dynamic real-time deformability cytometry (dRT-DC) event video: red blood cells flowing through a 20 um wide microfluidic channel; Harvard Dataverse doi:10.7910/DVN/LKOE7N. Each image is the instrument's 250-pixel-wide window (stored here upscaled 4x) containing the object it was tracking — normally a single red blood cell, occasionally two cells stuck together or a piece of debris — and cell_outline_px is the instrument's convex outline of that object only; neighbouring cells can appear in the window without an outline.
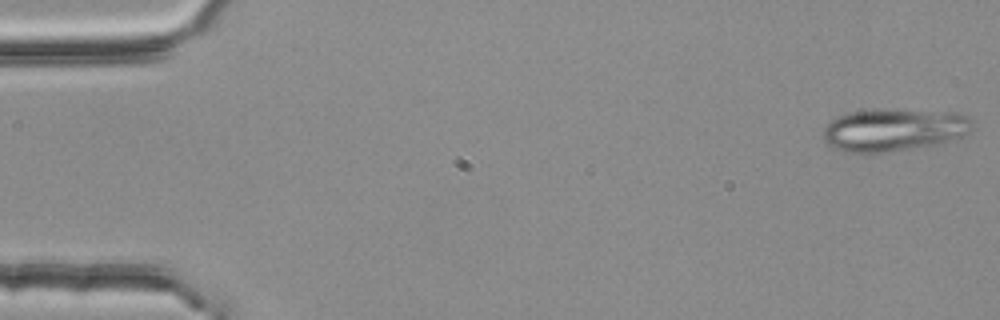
{"species": "common noctule bat (a hibernating species)", "species_latin": "Nyctalus noctula", "temperature_condition": "room temperature", "stored_images_in_passage": 4, "segment_of_instrument_passage": [2, 2], "camera_frame_rate_fps": 3000, "um_per_image_px": 0.085, "animal": {"sex": "female", "body_mass_g": 25.1}, "frame": {"image": 1, "passage_image": 4, "time_ms": 1.0, "image_size_px": [1000, 320], "cell_outline_px": [[976, 124], [964, 136], [932, 144], [884, 152], [844, 152], [832, 148], [824, 140], [824, 128], [832, 120], [840, 116], [852, 112], [876, 108], [880, 108], [960, 112], [968, 116]], "centroid_in_image_um": [76.01, 11.0], "position_along_channel_um": 9.0, "area_um2": 37.05}}